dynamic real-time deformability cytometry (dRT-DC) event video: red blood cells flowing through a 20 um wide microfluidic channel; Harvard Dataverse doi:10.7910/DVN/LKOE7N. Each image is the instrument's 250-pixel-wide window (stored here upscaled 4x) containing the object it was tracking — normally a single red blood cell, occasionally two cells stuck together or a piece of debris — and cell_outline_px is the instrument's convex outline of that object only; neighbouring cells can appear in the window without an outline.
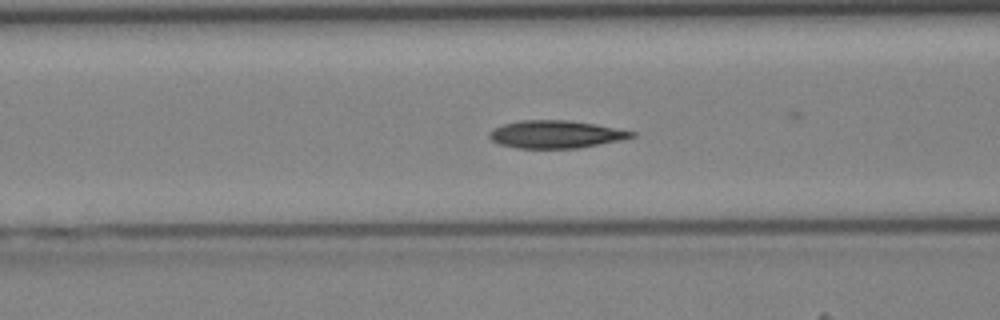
{"species": "Egyptian fruit bat (a non-hibernating species)", "species_latin": "Rousettus aegyptiacus", "temperature_condition": "cold", "stored_images_in_passage": 42, "camera_frame_rate_fps": 3000, "um_per_image_px": 0.085, "animal": {"sex": "female"}, "frame": {"image": 1, "passage_image": 16, "time_ms": 5.0, "image_size_px": [1000, 320], "cell_outline_px": [[636, 136], [620, 140], [576, 148], [516, 148], [500, 144], [492, 140], [488, 136], [496, 128], [504, 124], [520, 120], [568, 120], [596, 124], [636, 132]], "centroid_in_image_um": [47.26, 11.41], "position_along_channel_um": 119.3, "area_um2": 22.66}}
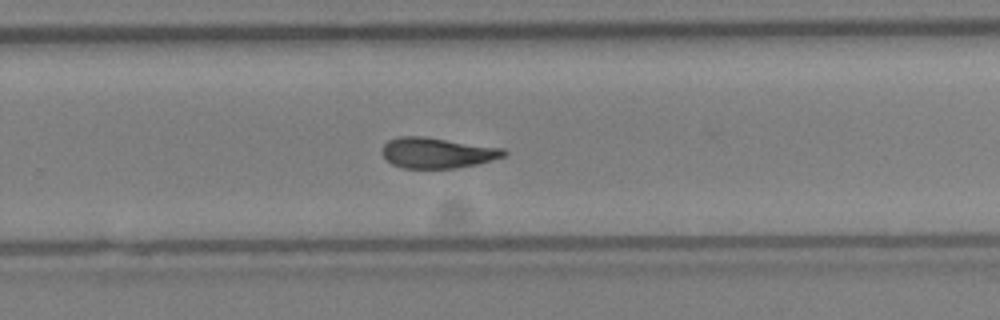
{"frame": {"image": 2, "passage_image": 27, "time_ms": 8.667, "image_size_px": [1000, 320], "cell_outline_px": [[508, 152], [504, 156], [492, 160], [476, 164], [456, 168], [404, 168], [392, 164], [380, 152], [380, 148], [388, 140], [400, 136], [424, 136], [504, 148]], "centroid_in_image_um": [37.15, 12.98], "position_along_channel_um": 292.7, "area_um2": 21.79}}
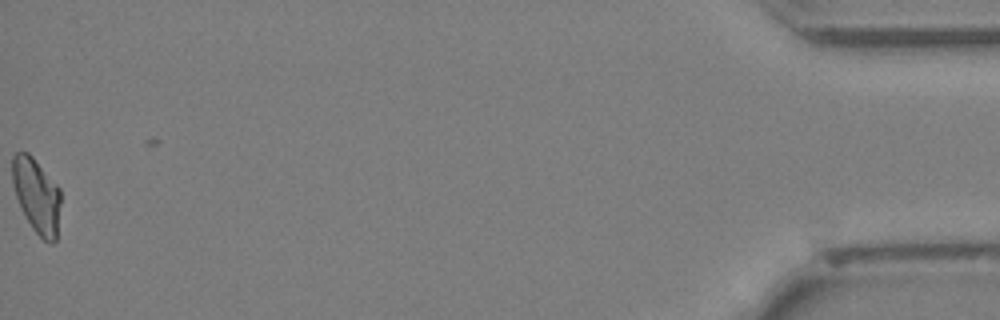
{"frame": {"image": 3, "passage_image": 42, "time_ms": 13.667, "image_size_px": [1000, 320], "cell_outline_px": [[60, 204], [56, 240], [52, 244], [44, 240], [32, 228], [16, 196], [12, 184], [12, 156], [16, 152], [28, 152], [32, 156], [60, 188]], "centroid_in_image_um": [3.11, 16.6], "position_along_channel_um": 432.1, "area_um2": 20.81}}